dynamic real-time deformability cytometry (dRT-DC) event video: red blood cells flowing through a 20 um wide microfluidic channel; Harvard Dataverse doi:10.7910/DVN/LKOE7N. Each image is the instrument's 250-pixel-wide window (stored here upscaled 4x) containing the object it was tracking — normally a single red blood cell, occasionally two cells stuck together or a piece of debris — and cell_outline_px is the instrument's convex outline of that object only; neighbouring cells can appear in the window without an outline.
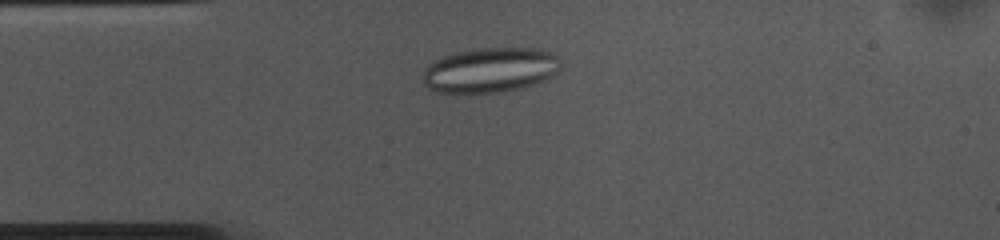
{"species": "common noctule bat (a hibernating species)", "species_latin": "Nyctalus noctula", "temperature_condition": "cold", "stored_images_in_passage": 48, "camera_frame_rate_fps": 3000, "um_per_image_px": 0.085, "animal": {"sex": "female", "body_mass_g": 10.0, "forearm_length_mm": 53.1}, "frame": {"image": 1, "passage_image": 7, "time_ms": 2.0, "image_size_px": [1000, 240], "cell_outline_px": [[564, 64], [556, 72], [544, 80], [536, 84], [524, 88], [496, 92], [436, 92], [428, 88], [424, 84], [424, 72], [428, 64], [432, 60], [456, 52], [472, 48], [540, 48], [552, 52]], "centroid_in_image_um": [41.69, 5.93], "position_along_channel_um": 43.3, "area_um2": 36.3}}
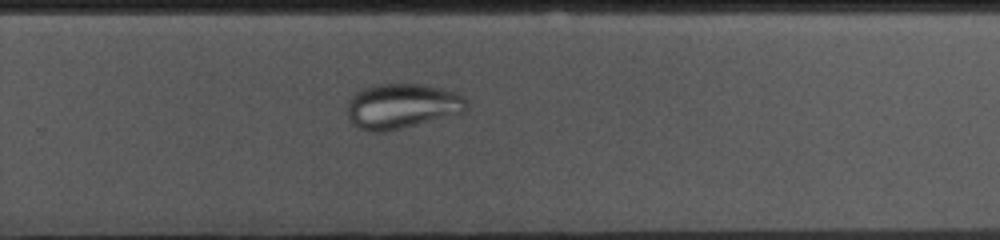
{"frame": {"image": 2, "passage_image": 29, "time_ms": 9.333, "image_size_px": [1000, 240], "cell_outline_px": [[468, 108], [464, 112], [384, 132], [368, 132], [356, 128], [352, 124], [348, 116], [348, 100], [360, 88], [372, 84], [424, 84], [456, 92], [464, 96], [468, 104]], "centroid_in_image_um": [34.13, 9.01], "position_along_channel_um": 295.7, "area_um2": 31.5}}
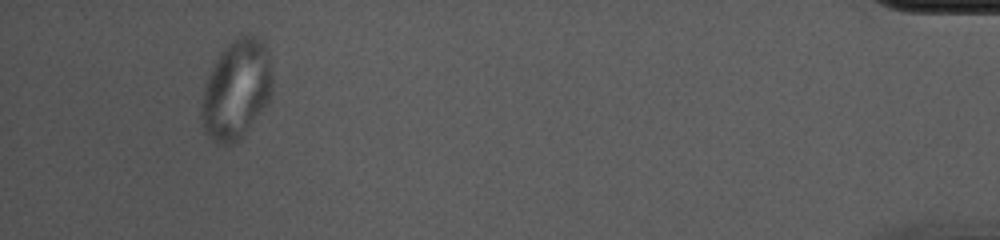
{"frame": {"image": 3, "passage_image": 45, "time_ms": 14.667, "image_size_px": [1000, 240], "cell_outline_px": [[272, 92], [268, 100], [240, 140], [232, 144], [224, 144], [212, 140], [204, 132], [200, 124], [200, 108], [204, 88], [208, 76], [220, 52], [232, 40], [240, 36], [256, 36], [268, 48], [272, 72]], "centroid_in_image_um": [20.07, 7.62], "position_along_channel_um": 415.1, "area_um2": 40.98}}